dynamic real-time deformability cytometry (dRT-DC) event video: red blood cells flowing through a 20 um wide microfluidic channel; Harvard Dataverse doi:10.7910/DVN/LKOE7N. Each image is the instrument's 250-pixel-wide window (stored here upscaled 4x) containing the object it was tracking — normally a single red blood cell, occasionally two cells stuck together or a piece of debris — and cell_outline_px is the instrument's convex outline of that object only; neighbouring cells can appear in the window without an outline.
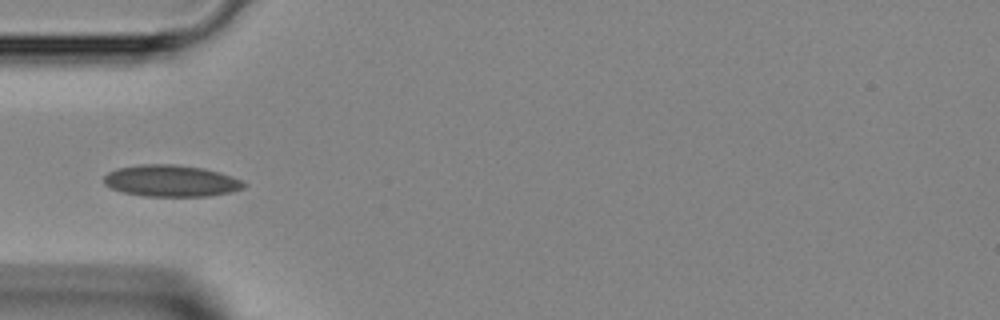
{"species": "Egyptian fruit bat (a non-hibernating species)", "species_latin": "Rousettus aegyptiacus", "temperature_condition": "room temperature", "stored_images_in_passage": 32, "camera_frame_rate_fps": 3000, "um_per_image_px": 0.085, "animal": {"sex": "female"}, "frame": {"image": 1, "passage_image": 1, "time_ms": 0.0, "image_size_px": [1000, 320], "cell_outline_px": [[248, 184], [244, 188], [232, 192], [208, 196], [144, 196], [124, 192], [112, 188], [104, 184], [104, 176], [108, 172], [116, 168], [140, 164], [176, 164], [204, 168], [220, 172], [240, 180]], "centroid_in_image_um": [14.55, 15.36], "position_along_channel_um": 70.5, "area_um2": 25.89}}
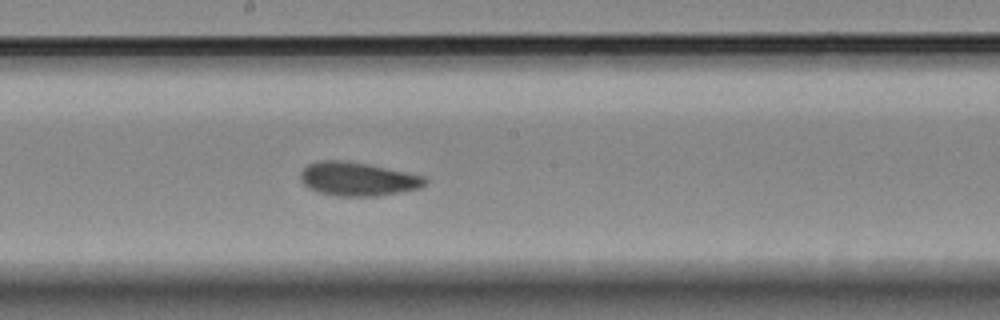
{"frame": {"image": 2, "passage_image": 11, "time_ms": 3.333, "image_size_px": [1000, 320], "cell_outline_px": [[428, 180], [420, 188], [380, 196], [336, 196], [320, 192], [308, 188], [300, 180], [300, 172], [308, 164], [320, 160], [344, 160], [368, 164], [424, 176]], "centroid_in_image_um": [30.38, 15.21], "position_along_channel_um": 217.8, "area_um2": 24.45}}
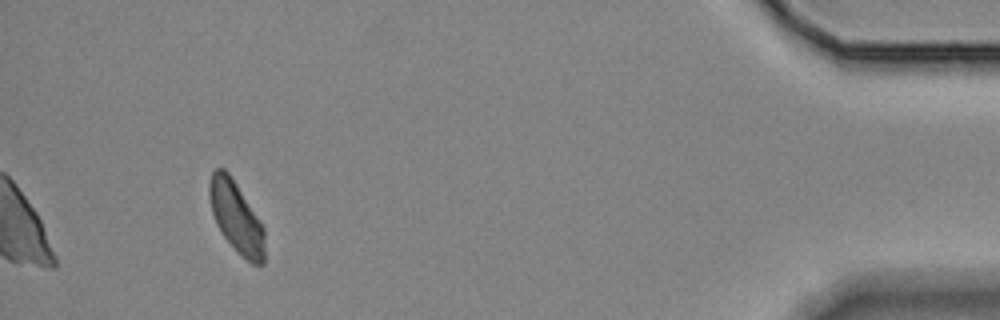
{"frame": {"image": 3, "passage_image": 29, "time_ms": 9.333, "image_size_px": [1000, 320], "cell_outline_px": [[264, 264], [252, 264], [224, 236], [216, 224], [212, 212], [208, 196], [208, 184], [212, 172], [216, 168], [224, 168], [228, 172], [260, 220], [264, 228]], "centroid_in_image_um": [20.06, 18.41], "position_along_channel_um": 415.1, "area_um2": 22.48}}